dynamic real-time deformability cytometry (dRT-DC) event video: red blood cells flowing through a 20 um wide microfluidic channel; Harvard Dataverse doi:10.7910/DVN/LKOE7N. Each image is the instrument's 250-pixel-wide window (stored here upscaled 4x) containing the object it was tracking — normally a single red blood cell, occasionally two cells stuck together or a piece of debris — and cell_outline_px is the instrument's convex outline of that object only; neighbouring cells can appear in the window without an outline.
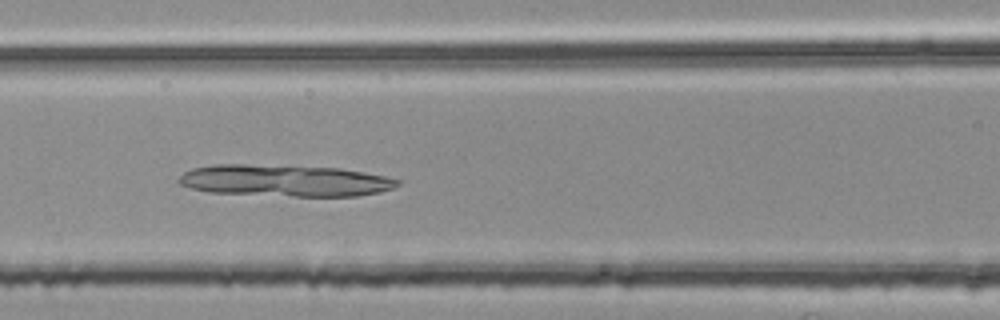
{"species": "common noctule bat (a hibernating species)", "species_latin": "Nyctalus noctula", "temperature_condition": "room temperature", "stored_images_in_passage": 36, "segment_of_instrument_passage": [1, 2], "camera_frame_rate_fps": 3000, "um_per_image_px": 0.085, "animal": {"sex": "female", "body_mass_g": 25.1}, "frame": {"image": 1, "passage_image": 10, "time_ms": 3.0, "image_size_px": [1000, 320], "cell_outline_px": [[400, 184], [392, 188], [380, 192], [356, 196], [292, 196], [208, 192], [192, 188], [180, 184], [176, 180], [184, 172], [192, 168], [216, 164], [244, 164], [340, 168], [388, 176], [400, 180]], "centroid_in_image_um": [24.22, 15.35], "position_along_channel_um": 142.4, "area_um2": 40.4}}